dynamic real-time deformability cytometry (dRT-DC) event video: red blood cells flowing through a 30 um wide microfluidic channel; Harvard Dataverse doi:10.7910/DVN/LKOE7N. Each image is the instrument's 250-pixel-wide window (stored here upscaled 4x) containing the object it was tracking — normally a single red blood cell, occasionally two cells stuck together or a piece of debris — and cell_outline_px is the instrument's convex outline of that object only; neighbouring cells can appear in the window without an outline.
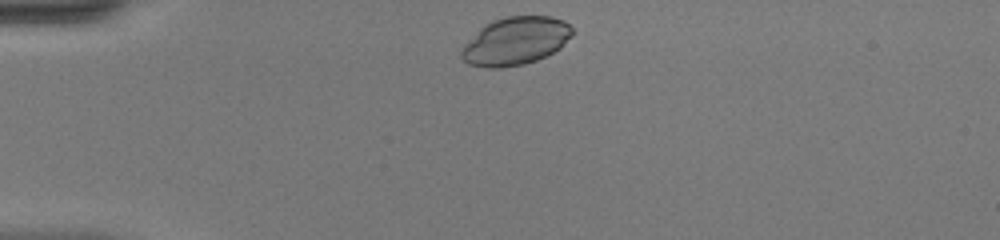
{"species": "common noctule bat (a hibernating species)", "species_latin": "Nyctalus noctula", "temperature_condition": "warm", "stored_images_in_passage": 38, "camera_frame_rate_fps": 3000, "um_per_image_px": 0.085, "animal": {"sex": "female", "body_mass_g": 20.0, "forearm_length_mm": 54.0}, "frame": {"image": 1, "passage_image": 1, "time_ms": 0.0, "image_size_px": [1000, 240], "cell_outline_px": [[572, 32], [560, 48], [536, 60], [524, 64], [500, 68], [488, 68], [468, 64], [460, 56], [460, 52], [464, 44], [484, 24], [492, 20], [504, 16], [552, 16], [564, 20], [572, 28]], "centroid_in_image_um": [43.78, 3.48], "position_along_channel_um": 41.2, "area_um2": 30.92}}